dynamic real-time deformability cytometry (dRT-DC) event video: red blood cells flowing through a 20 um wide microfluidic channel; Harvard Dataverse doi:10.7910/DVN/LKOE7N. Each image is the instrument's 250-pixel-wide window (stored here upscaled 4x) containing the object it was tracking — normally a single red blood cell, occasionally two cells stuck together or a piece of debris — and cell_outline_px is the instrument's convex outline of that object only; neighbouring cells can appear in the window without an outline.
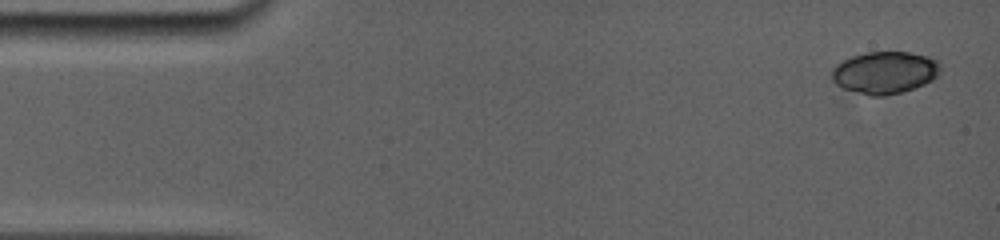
{"species": "common noctule bat (a hibernating species)", "species_latin": "Nyctalus noctula", "temperature_condition": "room temperature", "stored_images_in_passage": 8, "camera_frame_rate_fps": 5000, "um_per_image_px": 0.085, "animal": {"sex": "female", "body_mass_g": 19.0, "forearm_length_mm": 56.7}, "frame": {"image": 1, "passage_image": 1, "time_ms": 0.0, "image_size_px": [1000, 240], "cell_outline_px": [[940, 72], [932, 80], [924, 84], [904, 92], [884, 96], [872, 96], [844, 88], [836, 84], [832, 80], [832, 68], [836, 64], [852, 56], [868, 52], [908, 52], [928, 56], [940, 60]], "centroid_in_image_um": [75.24, 6.16], "position_along_channel_um": 9.8, "area_um2": 26.76}}
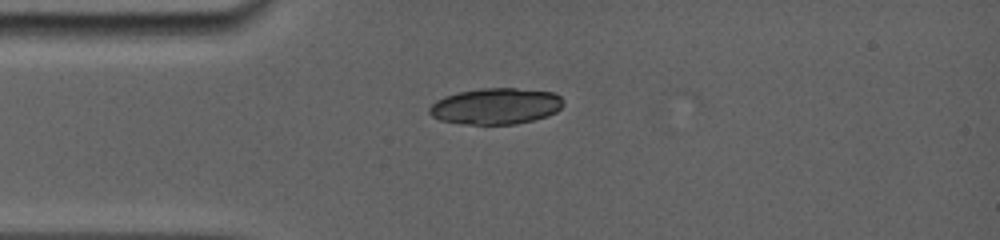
{"frame": {"image": 2, "passage_image": 7, "time_ms": 3.4, "image_size_px": [1000, 240], "cell_outline_px": [[564, 104], [556, 112], [548, 116], [516, 124], [460, 124], [440, 120], [432, 116], [428, 112], [428, 108], [436, 100], [444, 96], [460, 92], [480, 88], [516, 88], [552, 92], [560, 96], [564, 100]], "centroid_in_image_um": [42.14, 9.02], "position_along_channel_um": 42.9, "area_um2": 28.38}}